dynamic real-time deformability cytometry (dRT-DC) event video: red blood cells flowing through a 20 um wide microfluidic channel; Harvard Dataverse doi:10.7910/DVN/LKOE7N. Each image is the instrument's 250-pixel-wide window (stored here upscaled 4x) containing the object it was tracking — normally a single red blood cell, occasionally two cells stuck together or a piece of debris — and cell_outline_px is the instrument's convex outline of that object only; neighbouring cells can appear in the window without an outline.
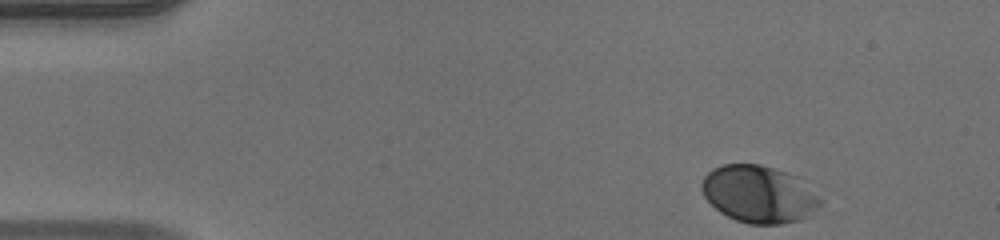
{"species": "human", "species_latin": "Homo sapiens", "temperature_condition": "warm", "stored_images_in_passage": 47, "camera_frame_rate_fps": 3000, "um_per_image_px": 0.085, "donor": {"sex": "male"}, "frame": {"image": 1, "passage_image": 1, "time_ms": 0.0, "image_size_px": [1000, 240], "cell_outline_px": [[820, 204], [808, 216], [800, 220], [780, 224], [748, 224], [736, 220], [720, 212], [704, 196], [700, 188], [700, 184], [704, 176], [712, 168], [724, 164], [760, 164], [800, 176], [820, 200]], "centroid_in_image_um": [64.48, 16.49], "position_along_channel_um": 20.5, "area_um2": 39.54}}
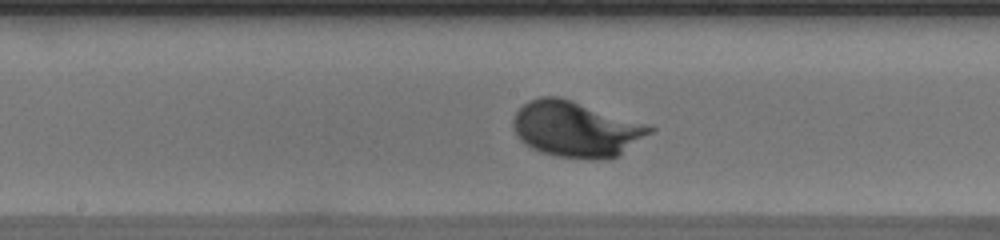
{"frame": {"image": 2, "passage_image": 22, "time_ms": 7.0, "image_size_px": [1000, 240], "cell_outline_px": [[656, 128], [652, 132], [616, 156], [608, 160], [592, 160], [556, 156], [540, 152], [524, 144], [516, 136], [512, 128], [512, 120], [516, 112], [528, 100], [540, 96], [560, 96], [652, 124]], "centroid_in_image_um": [48.97, 10.96], "position_along_channel_um": 199.2, "area_um2": 45.08}}
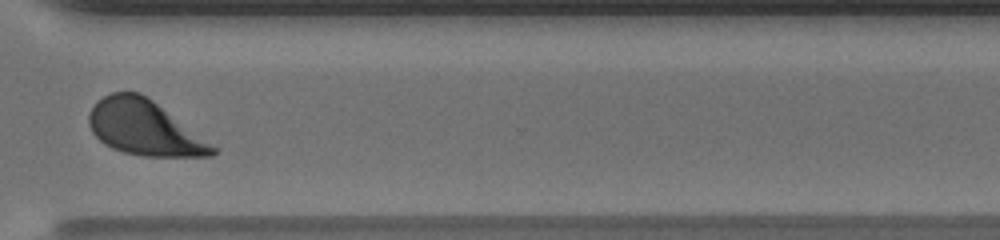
{"frame": {"image": 3, "passage_image": 34, "time_ms": 11.0, "image_size_px": [1000, 240], "cell_outline_px": [[220, 148], [212, 156], [140, 156], [124, 152], [112, 148], [104, 144], [92, 132], [88, 124], [88, 112], [96, 100], [112, 92], [140, 92], [152, 100]], "centroid_in_image_um": [12.27, 10.87], "position_along_channel_um": 358.3, "area_um2": 39.77}, "authors_computed_cell_mechanics": {"area_um2": 40.749, "velocity_mm_per_s": 3.9578, "shape_relaxation_time_tau1_ms": 2.0167, "shape_relaxation_time_tau2_ms": null, "deformation_change_tau1": 0.1458, "deformation_change_tau2": null}}